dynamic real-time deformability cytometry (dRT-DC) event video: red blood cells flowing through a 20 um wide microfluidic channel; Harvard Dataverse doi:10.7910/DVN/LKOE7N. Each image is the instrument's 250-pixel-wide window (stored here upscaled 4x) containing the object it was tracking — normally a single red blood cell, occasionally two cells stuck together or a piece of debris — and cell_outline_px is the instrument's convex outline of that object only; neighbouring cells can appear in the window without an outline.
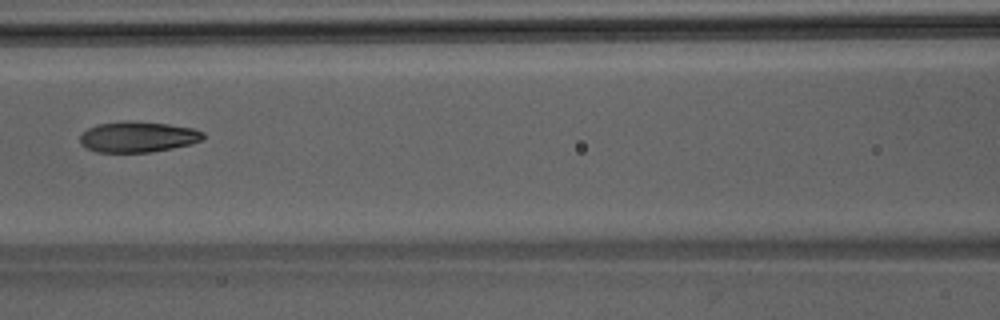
{"species": "Egyptian fruit bat (a non-hibernating species)", "species_latin": "Rousettus aegyptiacus", "temperature_condition": "room temperature", "stored_images_in_passage": 41, "camera_frame_rate_fps": 3000, "um_per_image_px": 0.085, "animal": {"sex": "male"}, "frame": {"image": 1, "passage_image": 15, "time_ms": 4.667, "image_size_px": [1000, 320], "cell_outline_px": [[204, 136], [200, 140], [192, 144], [152, 152], [96, 152], [84, 148], [80, 144], [80, 136], [88, 128], [96, 124], [124, 120], [168, 124], [192, 128], [204, 132]], "centroid_in_image_um": [11.68, 11.63], "position_along_channel_um": 154.9, "area_um2": 22.2}}
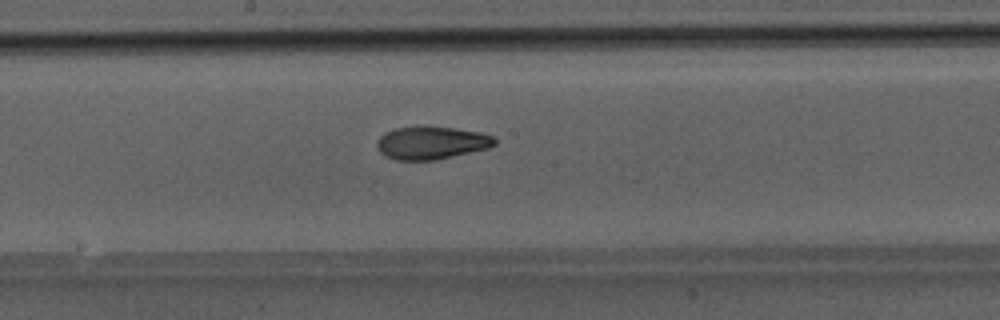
{"frame": {"image": 2, "passage_image": 19, "time_ms": 6.0, "image_size_px": [1000, 320], "cell_outline_px": [[496, 144], [488, 148], [452, 156], [432, 160], [396, 160], [384, 156], [380, 152], [376, 144], [380, 136], [384, 132], [396, 128], [456, 128], [480, 132], [492, 136], [496, 140]], "centroid_in_image_um": [36.65, 12.16], "position_along_channel_um": 211.5, "area_um2": 22.02}}
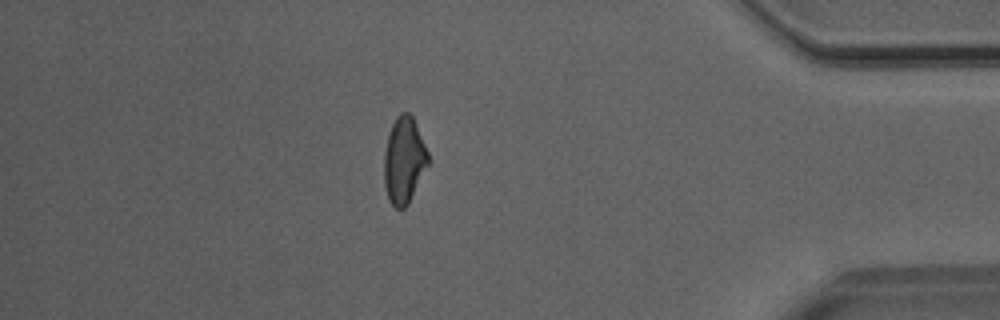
{"frame": {"image": 3, "passage_image": 35, "time_ms": 11.333, "image_size_px": [1000, 320], "cell_outline_px": [[428, 164], [408, 204], [404, 208], [396, 208], [388, 200], [384, 184], [384, 152], [388, 136], [392, 124], [396, 116], [400, 112], [408, 112], [412, 116], [416, 124], [428, 152]], "centroid_in_image_um": [34.32, 13.62], "position_along_channel_um": 400.9, "area_um2": 22.02}}